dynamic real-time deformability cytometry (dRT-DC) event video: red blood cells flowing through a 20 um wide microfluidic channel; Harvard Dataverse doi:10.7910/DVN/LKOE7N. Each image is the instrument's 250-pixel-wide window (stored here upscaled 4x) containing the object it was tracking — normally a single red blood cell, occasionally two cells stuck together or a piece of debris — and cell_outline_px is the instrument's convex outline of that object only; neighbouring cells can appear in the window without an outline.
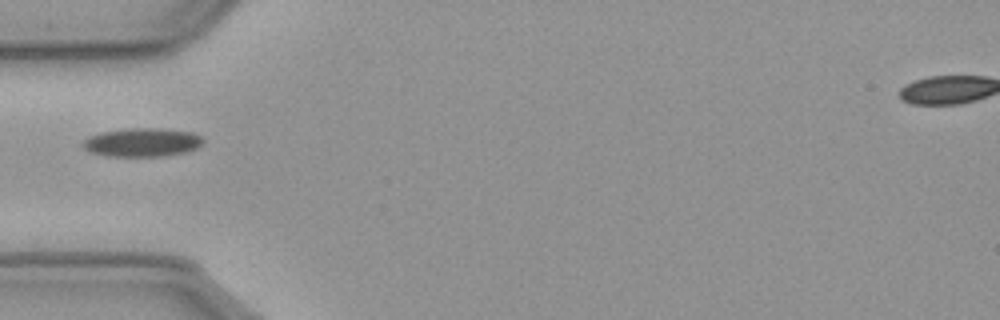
{"species": "common noctule bat (a hibernating species)", "species_latin": "Nyctalus noctula", "temperature_condition": "cold", "stored_images_in_passage": 40, "camera_frame_rate_fps": 3000, "um_per_image_px": 0.085, "animal": {"sex": "male", "body_mass_g": 23.1, "forearm_length_mm": 52.7}, "frame": {"image": 1, "passage_image": 1, "time_ms": 0.0, "image_size_px": [1000, 320], "cell_outline_px": [[204, 140], [196, 148], [188, 152], [164, 156], [108, 156], [92, 152], [84, 148], [80, 144], [88, 136], [100, 132], [128, 128], [160, 128], [192, 132], [200, 136]], "centroid_in_image_um": [12.07, 12.09], "position_along_channel_um": 72.9, "area_um2": 20.11}}
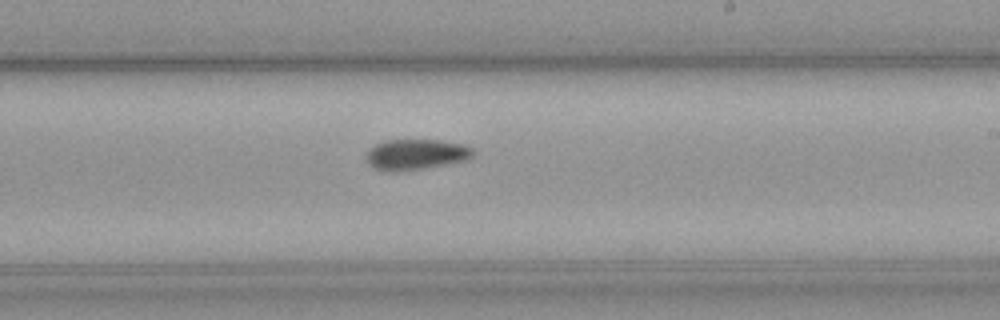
{"frame": {"image": 2, "passage_image": 16, "time_ms": 5.0, "image_size_px": [1000, 320], "cell_outline_px": [[476, 152], [472, 156], [464, 160], [424, 168], [396, 172], [388, 172], [376, 168], [368, 164], [364, 156], [376, 144], [384, 140], [440, 140], [464, 144], [472, 148]], "centroid_in_image_um": [35.34, 13.12], "position_along_channel_um": 253.7, "area_um2": 19.02}}
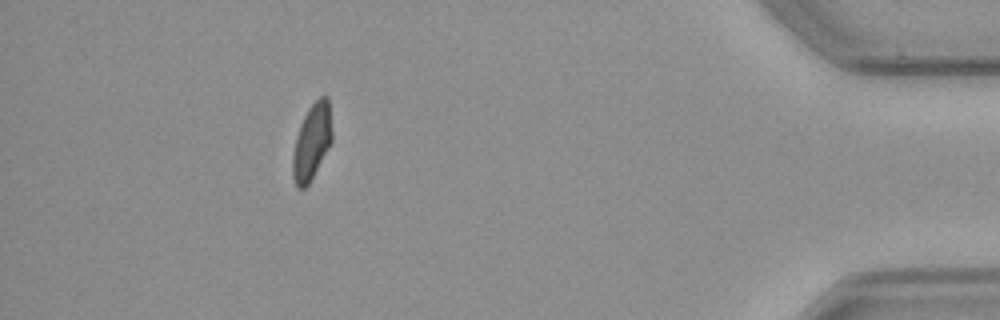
{"frame": {"image": 3, "passage_image": 34, "time_ms": 11.0, "image_size_px": [1000, 320], "cell_outline_px": [[332, 140], [308, 184], [304, 188], [296, 188], [292, 176], [292, 156], [296, 136], [300, 124], [308, 108], [320, 96], [328, 96], [332, 132]], "centroid_in_image_um": [26.48, 12.04], "position_along_channel_um": 408.7, "area_um2": 17.22}}